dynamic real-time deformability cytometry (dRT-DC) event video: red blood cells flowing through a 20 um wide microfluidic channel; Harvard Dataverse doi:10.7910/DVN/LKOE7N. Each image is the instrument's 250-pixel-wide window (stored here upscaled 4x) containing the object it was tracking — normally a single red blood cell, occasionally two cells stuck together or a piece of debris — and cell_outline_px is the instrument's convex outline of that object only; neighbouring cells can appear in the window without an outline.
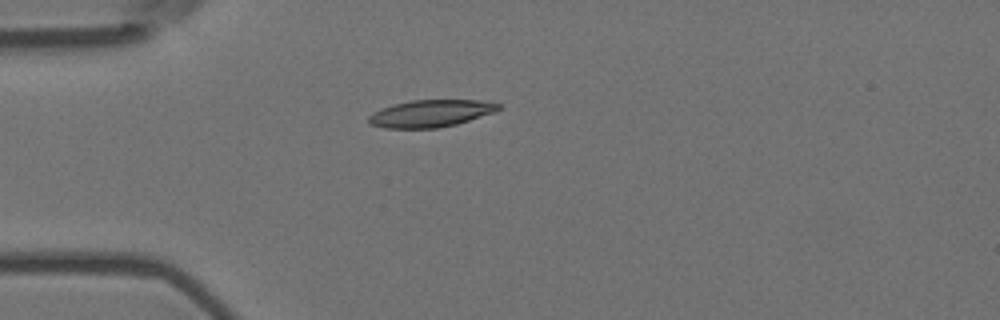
{"species": "Egyptian fruit bat (a non-hibernating species)", "species_latin": "Rousettus aegyptiacus", "temperature_condition": "room temperature", "stored_images_in_passage": 4, "camera_frame_rate_fps": 3000, "um_per_image_px": 0.085, "animal": {"sex": "female"}, "frame": {"image": 1, "passage_image": 1, "time_ms": 0.0, "image_size_px": [1000, 320], "cell_outline_px": [[500, 108], [496, 112], [456, 124], [436, 128], [384, 128], [368, 124], [368, 116], [372, 112], [392, 104], [412, 100], [480, 100], [500, 104]], "centroid_in_image_um": [36.58, 9.64], "position_along_channel_um": 48.4, "area_um2": 20.63}}